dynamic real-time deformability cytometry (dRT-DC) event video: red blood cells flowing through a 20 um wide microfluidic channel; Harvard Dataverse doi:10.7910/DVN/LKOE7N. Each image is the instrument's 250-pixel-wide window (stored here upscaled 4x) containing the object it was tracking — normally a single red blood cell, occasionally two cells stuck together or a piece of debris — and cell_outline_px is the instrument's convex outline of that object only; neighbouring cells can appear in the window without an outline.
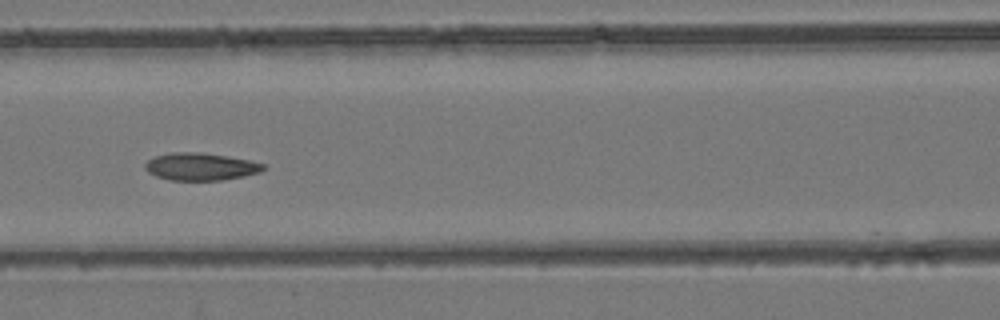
{"species": "common noctule bat (a hibernating species)", "species_latin": "Nyctalus noctula", "temperature_condition": "room temperature", "stored_images_in_passage": 10, "camera_frame_rate_fps": 3000, "um_per_image_px": 0.085, "animal": {"sex": "female", "body_mass_g": 24.6, "forearm_length_mm": 56.2}, "frame": {"image": 1, "passage_image": 7, "time_ms": 2.0, "image_size_px": [1000, 320], "cell_outline_px": [[264, 168], [260, 172], [244, 176], [220, 180], [168, 180], [156, 176], [148, 172], [144, 168], [144, 164], [148, 160], [156, 156], [172, 152], [200, 152], [228, 156], [248, 160], [264, 164]], "centroid_in_image_um": [17.02, 14.16], "position_along_channel_um": 149.6, "area_um2": 18.84}}
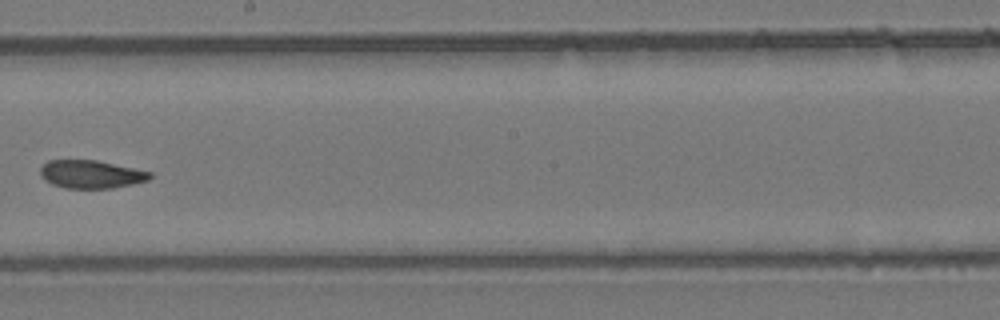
{"frame": {"image": 2, "passage_image": 9, "time_ms": 2.667, "image_size_px": [1000, 320], "cell_outline_px": [[152, 176], [148, 180], [132, 184], [112, 188], [64, 188], [52, 184], [44, 180], [40, 176], [40, 168], [48, 160], [96, 160], [152, 172]], "centroid_in_image_um": [7.71, 14.81], "position_along_channel_um": 240.5, "area_um2": 17.92}}
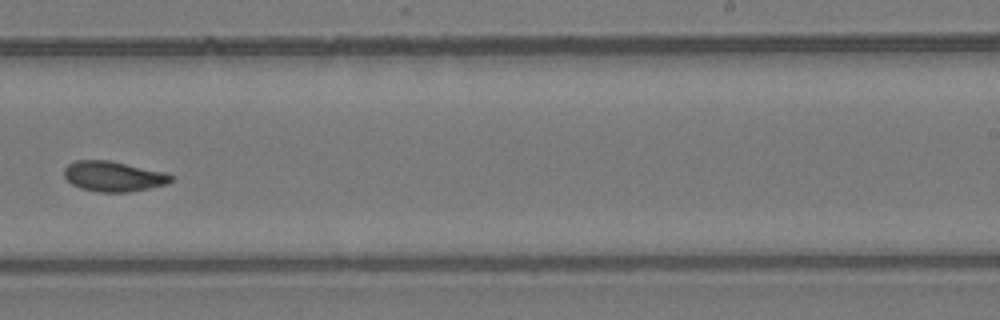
{"frame": {"image": 3, "passage_image": 10, "time_ms": 3.0, "image_size_px": [1000, 320], "cell_outline_px": [[172, 180], [168, 184], [128, 192], [100, 192], [80, 188], [72, 184], [64, 176], [64, 168], [68, 164], [76, 160], [108, 160], [168, 172], [172, 176]], "centroid_in_image_um": [9.66, 14.98], "position_along_channel_um": 279.3, "area_um2": 18.9}}